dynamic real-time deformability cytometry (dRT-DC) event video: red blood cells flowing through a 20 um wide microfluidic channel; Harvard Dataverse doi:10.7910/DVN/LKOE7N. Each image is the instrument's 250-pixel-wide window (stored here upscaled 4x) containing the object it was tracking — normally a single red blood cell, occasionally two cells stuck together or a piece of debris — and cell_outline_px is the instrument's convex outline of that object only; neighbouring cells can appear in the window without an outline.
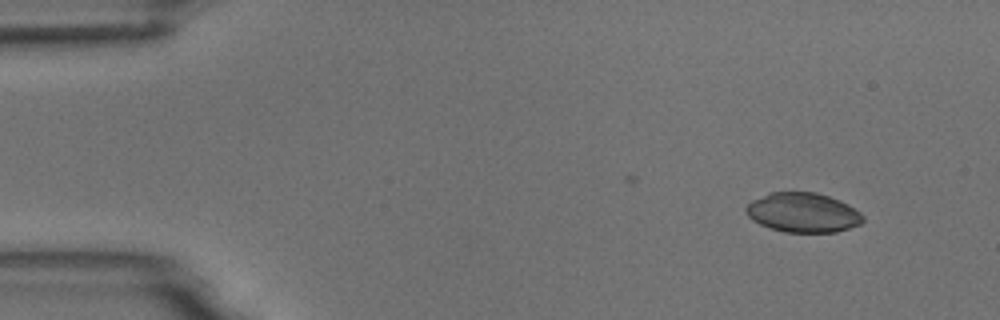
{"species": "common noctule bat (a hibernating species)", "species_latin": "Nyctalus noctula", "temperature_condition": "room temperature", "stored_images_in_passage": 4, "segment_of_instrument_passage": [1, 2], "camera_frame_rate_fps": 3000, "um_per_image_px": 0.085, "animal": {"sex": "male", "body_mass_g": 18.8}, "frame": {"image": 1, "passage_image": 1, "time_ms": 0.0, "image_size_px": [1000, 320], "cell_outline_px": [[864, 220], [860, 224], [836, 232], [784, 232], [760, 224], [752, 220], [744, 212], [744, 208], [752, 200], [768, 192], [816, 192], [840, 200], [848, 204], [860, 212], [864, 216]], "centroid_in_image_um": [68.23, 18.06], "position_along_channel_um": 16.8, "area_um2": 27.05}}